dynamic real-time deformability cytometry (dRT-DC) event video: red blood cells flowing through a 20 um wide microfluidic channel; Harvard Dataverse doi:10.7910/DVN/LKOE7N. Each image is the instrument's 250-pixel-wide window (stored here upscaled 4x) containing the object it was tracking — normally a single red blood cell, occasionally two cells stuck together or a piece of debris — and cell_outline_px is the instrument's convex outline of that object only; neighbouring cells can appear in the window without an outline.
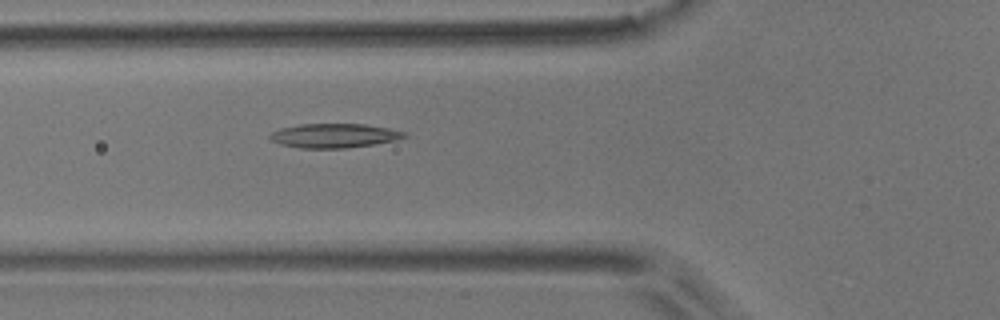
{"species": "common noctule bat (a hibernating species)", "species_latin": "Nyctalus noctula", "temperature_condition": "room temperature", "stored_images_in_passage": 5, "camera_frame_rate_fps": 3000, "um_per_image_px": 0.085, "animal": {"sex": "male", "body_mass_g": 17.9}, "frame": {"image": 1, "passage_image": 4, "time_ms": 1.0, "image_size_px": [1000, 320], "cell_outline_px": [[408, 136], [396, 140], [372, 144], [344, 148], [300, 148], [280, 144], [272, 140], [268, 136], [272, 132], [280, 128], [300, 124], [364, 124], [388, 128], [408, 132]], "centroid_in_image_um": [28.41, 11.52], "position_along_channel_um": 97.4, "area_um2": 18.9}}